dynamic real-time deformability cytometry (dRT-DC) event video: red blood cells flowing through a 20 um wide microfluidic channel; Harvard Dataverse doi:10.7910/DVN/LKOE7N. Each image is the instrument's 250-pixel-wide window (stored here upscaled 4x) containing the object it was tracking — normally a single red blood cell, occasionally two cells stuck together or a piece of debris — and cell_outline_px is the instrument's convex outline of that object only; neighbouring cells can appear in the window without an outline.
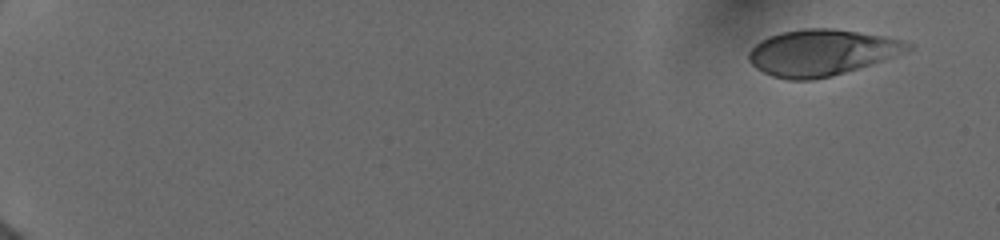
{"species": "human", "species_latin": "Homo sapiens", "temperature_condition": "cold", "stored_images_in_passage": 11, "camera_frame_rate_fps": 3000, "um_per_image_px": 0.085, "donor": {"sex": "female"}, "frame": {"image": 1, "passage_image": 1, "time_ms": 0.0, "image_size_px": [1000, 240], "cell_outline_px": [[912, 48], [904, 52], [884, 60], [872, 64], [832, 76], [812, 80], [788, 80], [772, 76], [756, 68], [748, 60], [748, 52], [760, 40], [768, 36], [780, 32], [804, 28], [832, 28], [884, 36], [900, 40], [912, 44]], "centroid_in_image_um": [69.79, 4.47], "position_along_channel_um": 15.2, "area_um2": 42.71}}
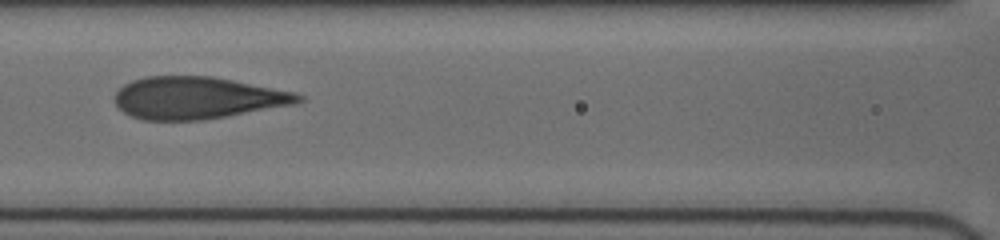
{"frame": {"image": 2, "passage_image": 10, "time_ms": 8.0, "image_size_px": [1000, 240], "cell_outline_px": [[304, 100], [292, 104], [228, 116], [204, 120], [144, 120], [132, 116], [124, 112], [116, 104], [112, 96], [124, 84], [132, 80], [148, 76], [212, 76], [296, 92], [304, 96]], "centroid_in_image_um": [16.75, 8.32], "position_along_channel_um": 149.8, "area_um2": 45.03}}
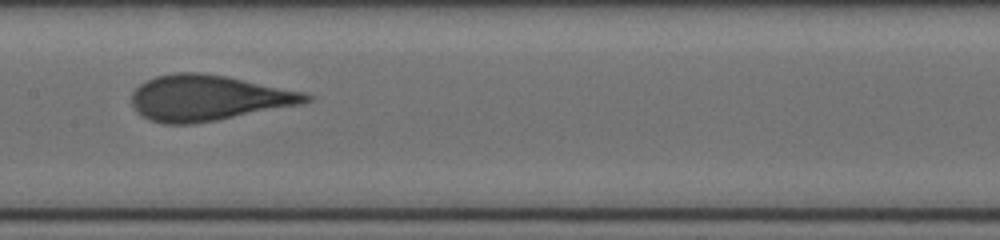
{"frame": {"image": 3, "passage_image": 11, "time_ms": 9.0, "image_size_px": [1000, 240], "cell_outline_px": [[312, 100], [300, 104], [196, 124], [164, 124], [148, 120], [140, 116], [136, 112], [132, 104], [132, 92], [140, 84], [156, 76], [176, 72], [200, 72], [224, 76], [304, 92], [312, 96]], "centroid_in_image_um": [17.63, 8.33], "position_along_channel_um": 189.8, "area_um2": 46.18}}